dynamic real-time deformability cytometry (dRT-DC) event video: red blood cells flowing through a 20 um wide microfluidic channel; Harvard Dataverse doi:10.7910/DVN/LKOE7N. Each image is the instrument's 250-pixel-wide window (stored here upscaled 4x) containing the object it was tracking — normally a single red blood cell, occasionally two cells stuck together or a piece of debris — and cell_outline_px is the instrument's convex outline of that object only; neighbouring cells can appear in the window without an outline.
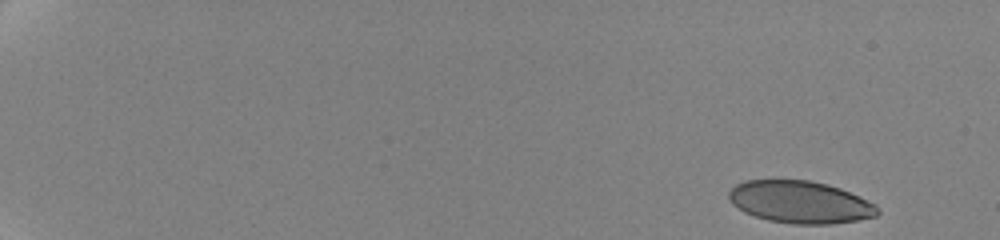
{"species": "human", "species_latin": "Homo sapiens", "temperature_condition": "cold", "stored_images_in_passage": 9, "camera_frame_rate_fps": 3000, "um_per_image_px": 0.085, "donor": {"sex": "female"}, "frame": {"image": 1, "passage_image": 1, "time_ms": 0.0, "image_size_px": [1000, 240], "cell_outline_px": [[880, 212], [876, 216], [856, 220], [828, 224], [792, 224], [768, 220], [744, 212], [732, 204], [728, 200], [728, 192], [736, 184], [744, 180], [808, 180], [828, 184], [840, 188], [876, 204], [880, 208]], "centroid_in_image_um": [68.0, 17.17], "position_along_channel_um": 17.0, "area_um2": 36.7}}
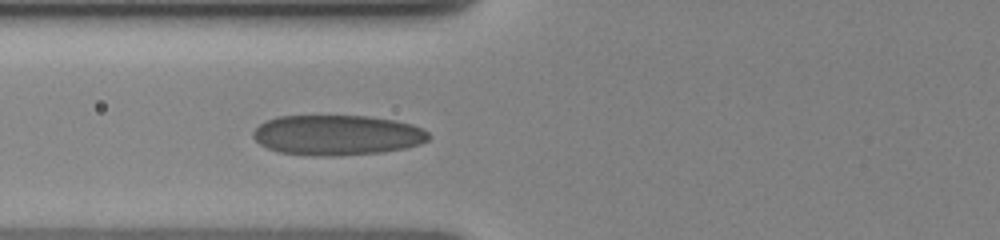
{"frame": {"image": 2, "passage_image": 9, "time_ms": 7.333, "image_size_px": [1000, 240], "cell_outline_px": [[432, 136], [428, 140], [420, 144], [404, 148], [380, 152], [336, 156], [312, 156], [280, 152], [268, 148], [260, 144], [252, 136], [252, 132], [260, 124], [276, 116], [368, 116], [392, 120], [412, 124], [428, 132]], "centroid_in_image_um": [28.65, 11.48], "position_along_channel_um": 97.2, "area_um2": 41.1}}